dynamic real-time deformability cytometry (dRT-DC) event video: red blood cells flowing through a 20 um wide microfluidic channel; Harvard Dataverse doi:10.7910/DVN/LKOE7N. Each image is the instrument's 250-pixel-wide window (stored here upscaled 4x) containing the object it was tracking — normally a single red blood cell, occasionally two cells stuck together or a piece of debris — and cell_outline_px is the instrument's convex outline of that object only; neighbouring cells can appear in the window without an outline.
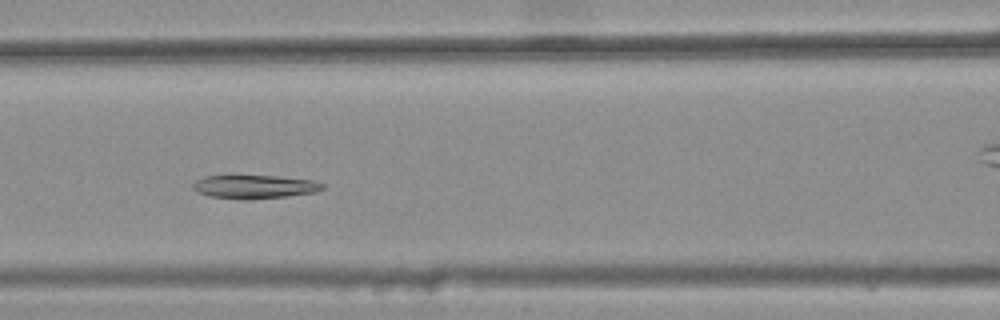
{"species": "common noctule bat (a hibernating species)", "species_latin": "Nyctalus noctula", "temperature_condition": "warm", "stored_images_in_passage": 29, "camera_frame_rate_fps": 3000, "um_per_image_px": 0.085, "animal": {"sex": "female", "body_mass_g": 25.1}, "frame": {"image": 1, "passage_image": 9, "time_ms": 2.667, "image_size_px": [1000, 320], "cell_outline_px": [[324, 188], [316, 192], [284, 196], [208, 196], [196, 192], [192, 188], [192, 184], [196, 180], [204, 176], [280, 176], [316, 180], [324, 184]], "centroid_in_image_um": [21.68, 15.81], "position_along_channel_um": 144.9, "area_um2": 16.76}}
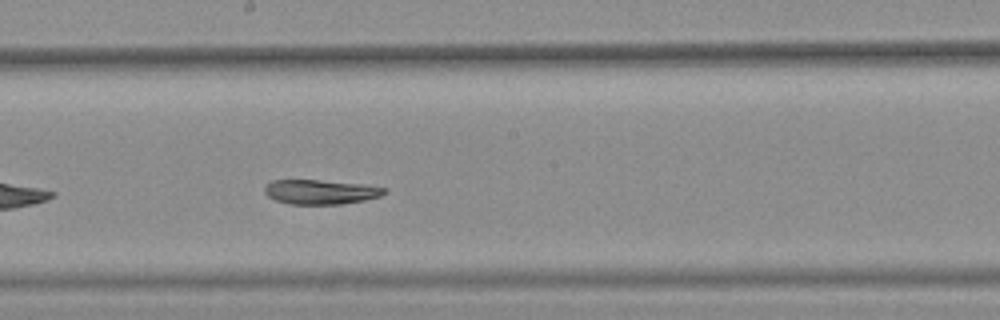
{"frame": {"image": 2, "passage_image": 15, "time_ms": 4.667, "image_size_px": [1000, 320], "cell_outline_px": [[388, 192], [380, 196], [364, 200], [340, 204], [288, 204], [276, 200], [268, 196], [264, 192], [264, 188], [272, 180], [320, 180], [360, 184], [388, 188]], "centroid_in_image_um": [27.26, 16.31], "position_along_channel_um": 220.9, "area_um2": 17.05}}
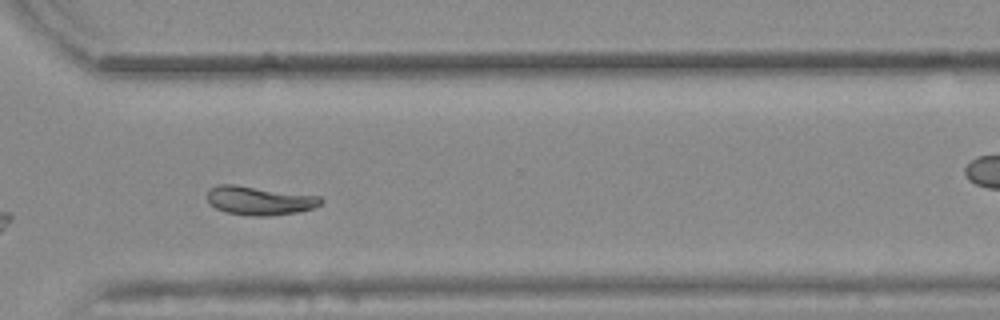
{"frame": {"image": 3, "passage_image": 25, "time_ms": 8.0, "image_size_px": [1000, 320], "cell_outline_px": [[324, 200], [320, 204], [312, 208], [296, 212], [268, 216], [256, 216], [224, 212], [216, 208], [208, 200], [208, 188], [220, 184], [236, 184], [320, 196]], "centroid_in_image_um": [22.04, 17.03], "position_along_channel_um": 348.6, "area_um2": 19.02}, "authors_computed_cell_mechanics": {"area_um2": 18.3804, "velocity_mm_per_s": 3.8148, "shape_relaxation_time_tau1_ms": null, "shape_relaxation_time_tau2_ms": 6.2647, "deformation_change_tau1": null, "deformation_change_tau2": 0.1166}}